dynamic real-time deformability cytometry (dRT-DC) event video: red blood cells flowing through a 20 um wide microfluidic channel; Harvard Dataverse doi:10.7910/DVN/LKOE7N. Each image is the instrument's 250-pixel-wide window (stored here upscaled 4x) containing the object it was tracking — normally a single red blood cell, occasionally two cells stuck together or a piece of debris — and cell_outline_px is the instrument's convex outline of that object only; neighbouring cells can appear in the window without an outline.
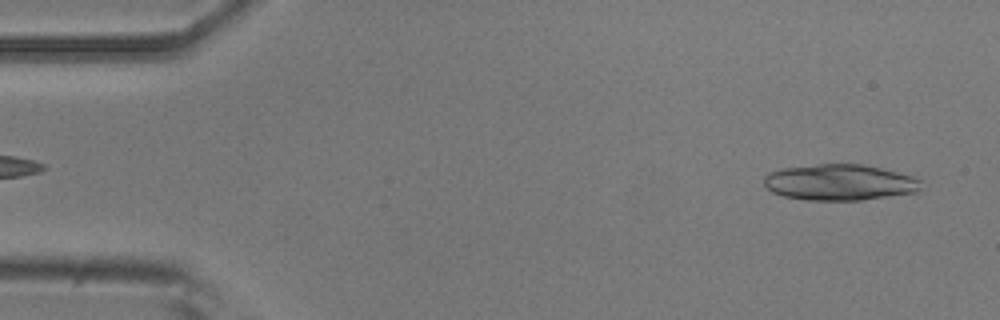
{"species": "common noctule bat (a hibernating species)", "species_latin": "Nyctalus noctula", "temperature_condition": "room temperature", "stored_images_in_passage": 21, "camera_frame_rate_fps": 3000, "um_per_image_px": 0.085, "animal": {"sex": "male", "body_mass_g": 20.5, "forearm_length_mm": 52.5}, "frame": {"image": 1, "passage_image": 2, "time_ms": 0.333, "image_size_px": [1000, 320], "cell_outline_px": [[920, 192], [860, 200], [804, 200], [784, 196], [772, 192], [764, 184], [764, 176], [768, 172], [784, 168], [820, 164], [864, 164], [912, 176], [920, 180]], "centroid_in_image_um": [71.36, 15.5], "position_along_channel_um": 13.6, "area_um2": 32.95}}
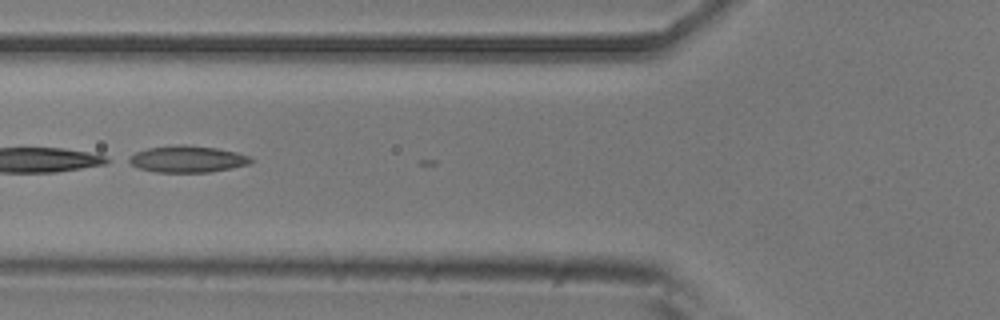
{"frame": {"image": 2, "passage_image": 18, "time_ms": 5.667, "image_size_px": [1000, 320], "cell_outline_px": [[252, 160], [248, 164], [208, 172], [156, 172], [140, 168], [124, 160], [128, 156], [136, 152], [148, 148], [176, 144], [184, 144], [216, 148], [236, 152], [252, 156]], "centroid_in_image_um": [15.88, 13.51], "position_along_channel_um": 109.9, "area_um2": 18.9}}